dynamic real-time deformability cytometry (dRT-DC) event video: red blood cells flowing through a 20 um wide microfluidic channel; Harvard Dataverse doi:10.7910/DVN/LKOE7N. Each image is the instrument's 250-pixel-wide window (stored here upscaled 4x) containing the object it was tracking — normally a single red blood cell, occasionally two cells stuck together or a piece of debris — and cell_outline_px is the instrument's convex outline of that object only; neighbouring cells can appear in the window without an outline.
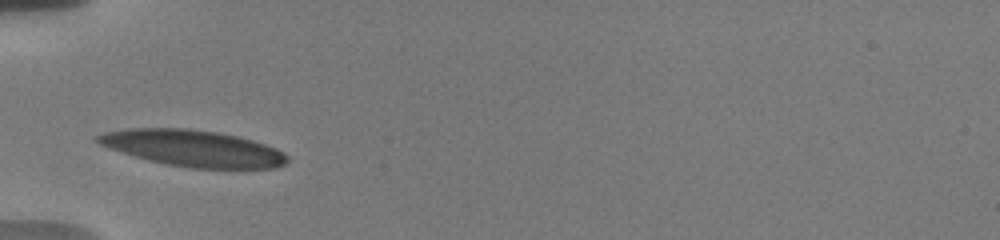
{"species": "human", "species_latin": "Homo sapiens", "temperature_condition": "warm", "stored_images_in_passage": 17, "camera_frame_rate_fps": 3000, "um_per_image_px": 0.085, "donor": {"sex": "male"}, "frame": {"image": 1, "passage_image": 1, "time_ms": 0.0, "image_size_px": [1000, 240], "cell_outline_px": [[288, 160], [284, 164], [272, 168], [192, 168], [168, 164], [148, 160], [100, 144], [96, 140], [96, 136], [104, 132], [128, 128], [188, 128], [216, 132], [236, 136], [252, 140], [276, 148], [284, 152], [288, 156]], "centroid_in_image_um": [16.43, 12.59], "position_along_channel_um": 68.6, "area_um2": 39.71}}
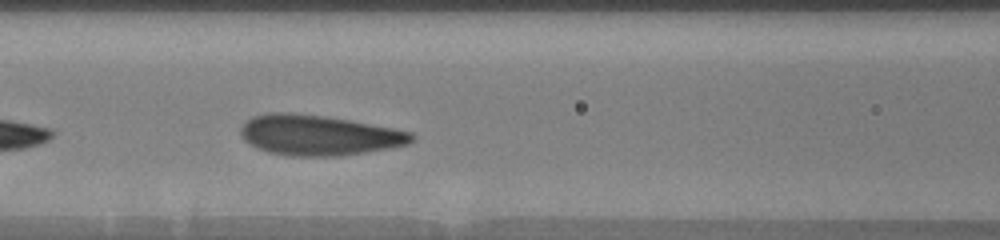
{"frame": {"image": 2, "passage_image": 7, "time_ms": 2.0, "image_size_px": [1000, 240], "cell_outline_px": [[416, 136], [408, 144], [388, 148], [364, 152], [336, 156], [288, 156], [268, 152], [256, 148], [244, 140], [240, 136], [240, 128], [252, 116], [268, 112], [292, 112], [324, 116], [348, 120], [392, 128], [412, 132]], "centroid_in_image_um": [27.04, 11.49], "position_along_channel_um": 139.6, "area_um2": 40.11}}
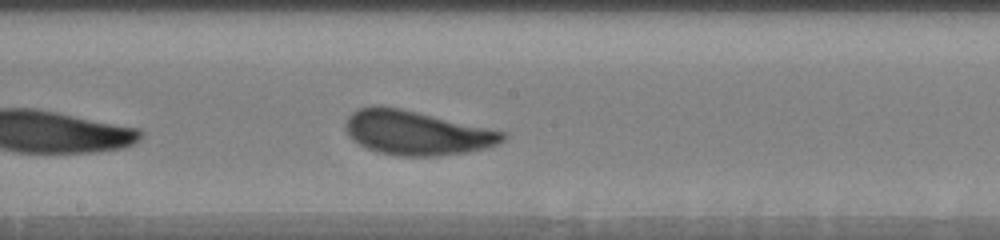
{"frame": {"image": 3, "passage_image": 13, "time_ms": 4.0, "image_size_px": [1000, 240], "cell_outline_px": [[508, 136], [504, 140], [496, 144], [464, 152], [432, 156], [396, 156], [376, 152], [352, 140], [348, 136], [344, 128], [344, 124], [348, 116], [352, 112], [360, 108], [372, 104], [380, 104], [400, 108], [504, 132]], "centroid_in_image_um": [35.29, 11.27], "position_along_channel_um": 212.9, "area_um2": 40.29}}